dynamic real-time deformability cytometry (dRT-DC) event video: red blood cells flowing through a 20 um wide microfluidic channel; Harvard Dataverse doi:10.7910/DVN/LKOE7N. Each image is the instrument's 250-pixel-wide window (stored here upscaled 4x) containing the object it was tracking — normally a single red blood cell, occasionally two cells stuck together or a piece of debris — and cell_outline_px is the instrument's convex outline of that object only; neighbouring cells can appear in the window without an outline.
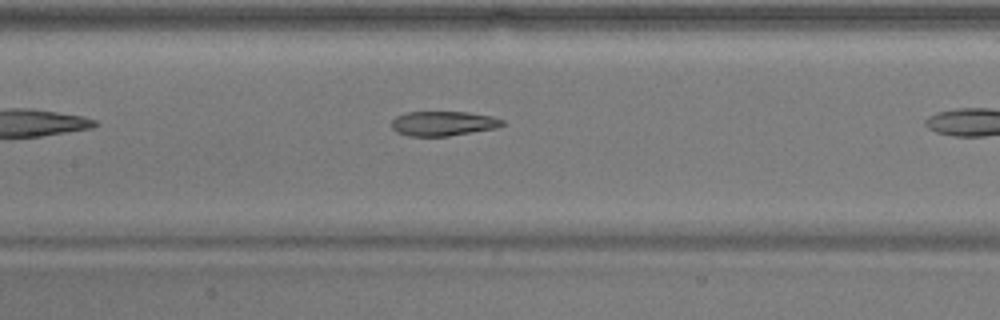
{"species": "common noctule bat (a hibernating species)", "species_latin": "Nyctalus noctula", "temperature_condition": "warm", "stored_images_in_passage": 25, "camera_frame_rate_fps": 3000, "um_per_image_px": 0.085, "animal": {"sex": "male", "body_mass_g": 17.9}, "frame": {"image": 1, "passage_image": 8, "time_ms": 2.333, "image_size_px": [1000, 320], "cell_outline_px": [[504, 124], [496, 128], [448, 136], [408, 136], [396, 132], [392, 128], [392, 120], [396, 116], [404, 112], [468, 112], [492, 116], [504, 120]], "centroid_in_image_um": [37.65, 10.49], "position_along_channel_um": 169.7, "area_um2": 15.95}}